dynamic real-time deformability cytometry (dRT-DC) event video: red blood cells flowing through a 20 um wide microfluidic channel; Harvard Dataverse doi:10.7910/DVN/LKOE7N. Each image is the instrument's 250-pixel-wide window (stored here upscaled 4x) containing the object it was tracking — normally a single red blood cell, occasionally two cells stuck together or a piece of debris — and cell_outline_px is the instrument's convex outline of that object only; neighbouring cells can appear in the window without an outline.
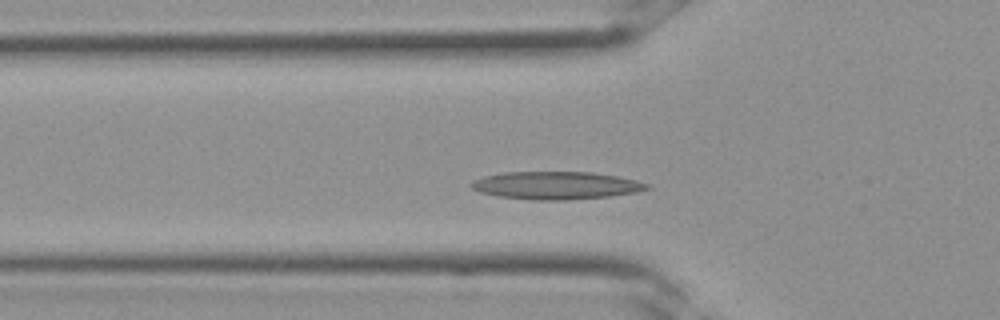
{"species": "Egyptian fruit bat (a non-hibernating species)", "species_latin": "Rousettus aegyptiacus", "temperature_condition": "room temperature", "stored_images_in_passage": 26, "segment_of_instrument_passage": [1, 2], "camera_frame_rate_fps": 3000, "um_per_image_px": 0.085, "frame": {"image": 1, "passage_image": 2, "time_ms": 0.333, "image_size_px": [1000, 320], "cell_outline_px": [[652, 188], [636, 192], [608, 196], [564, 200], [532, 200], [496, 196], [480, 192], [472, 188], [468, 184], [472, 180], [484, 176], [504, 172], [592, 172], [620, 176], [636, 180], [648, 184]], "centroid_in_image_um": [47.24, 15.75], "position_along_channel_um": 78.6, "area_um2": 28.55}}
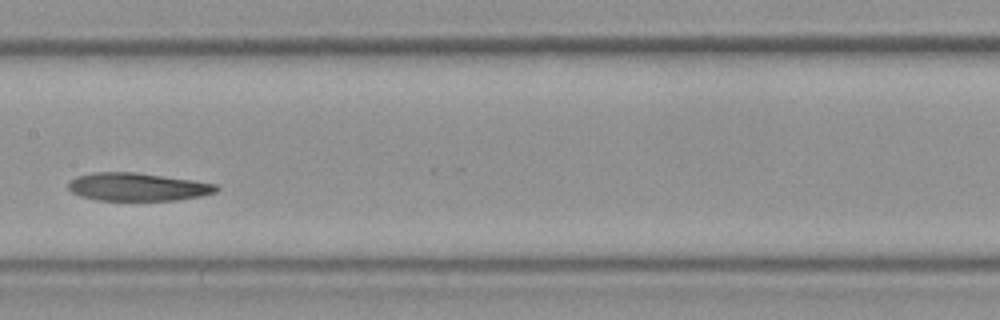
{"frame": {"image": 2, "passage_image": 8, "time_ms": 2.333, "image_size_px": [1000, 320], "cell_outline_px": [[220, 188], [216, 192], [200, 196], [176, 200], [96, 200], [80, 196], [72, 192], [68, 188], [68, 180], [76, 176], [92, 172], [136, 172], [220, 184]], "centroid_in_image_um": [11.68, 15.88], "position_along_channel_um": 195.7, "area_um2": 24.33}}
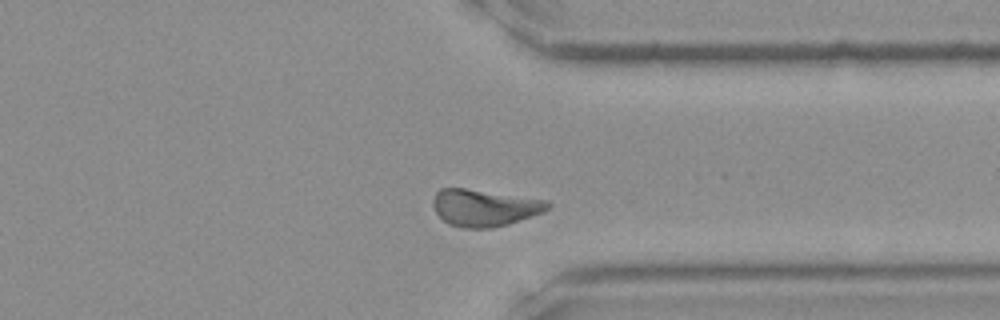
{"frame": {"image": 3, "passage_image": 17, "time_ms": 5.333, "image_size_px": [1000, 320], "cell_outline_px": [[552, 204], [544, 212], [508, 224], [492, 228], [460, 228], [448, 224], [436, 212], [432, 204], [432, 200], [436, 192], [440, 188], [464, 188], [548, 200]], "centroid_in_image_um": [41.17, 17.66], "position_along_channel_um": 370.2, "area_um2": 24.74}}